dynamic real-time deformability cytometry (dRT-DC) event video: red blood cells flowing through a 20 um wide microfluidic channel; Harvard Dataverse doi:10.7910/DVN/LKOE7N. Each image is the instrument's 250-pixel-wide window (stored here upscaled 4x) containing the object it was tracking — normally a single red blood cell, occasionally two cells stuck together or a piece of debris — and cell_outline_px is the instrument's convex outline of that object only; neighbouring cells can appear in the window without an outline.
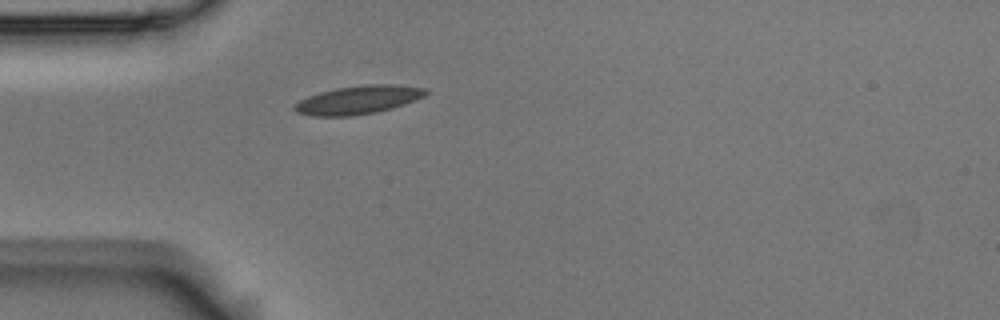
{"species": "Egyptian fruit bat (a non-hibernating species)", "species_latin": "Rousettus aegyptiacus", "temperature_condition": "room temperature", "stored_images_in_passage": 41, "camera_frame_rate_fps": 3000, "um_per_image_px": 0.085, "animal": {"sex": "male"}, "frame": {"image": 1, "passage_image": 1, "time_ms": 0.0, "image_size_px": [1000, 320], "cell_outline_px": [[428, 92], [424, 96], [416, 100], [392, 108], [376, 112], [352, 116], [312, 116], [296, 112], [292, 108], [300, 100], [308, 96], [320, 92], [336, 88], [364, 84], [396, 84], [428, 88]], "centroid_in_image_um": [30.48, 8.48], "position_along_channel_um": 54.5, "area_um2": 21.85}}
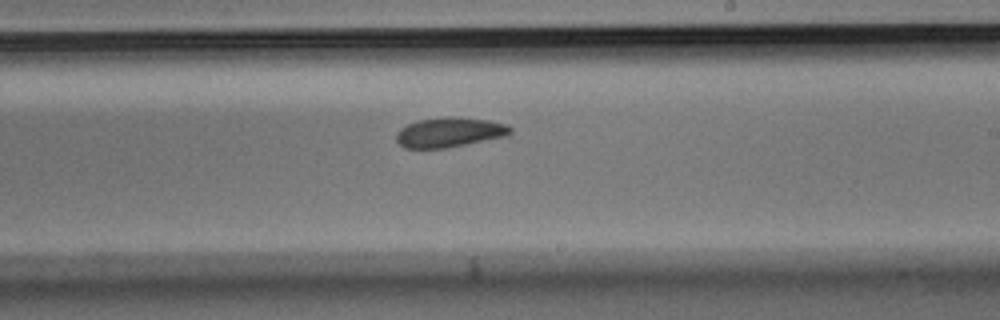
{"frame": {"image": 2, "passage_image": 18, "time_ms": 5.667, "image_size_px": [1000, 320], "cell_outline_px": [[512, 132], [508, 136], [444, 148], [404, 148], [396, 140], [396, 132], [400, 128], [416, 120], [460, 116], [488, 120], [504, 124], [512, 128]], "centroid_in_image_um": [38.2, 11.24], "position_along_channel_um": 250.8, "area_um2": 19.77}}
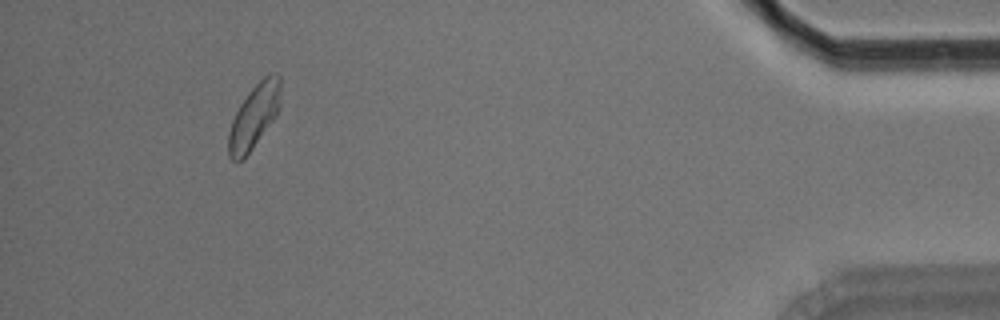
{"frame": {"image": 3, "passage_image": 37, "time_ms": 12.0, "image_size_px": [1000, 320], "cell_outline_px": [[280, 108], [276, 116], [244, 160], [232, 160], [228, 156], [228, 132], [232, 120], [240, 104], [248, 92], [268, 72], [276, 72], [280, 76]], "centroid_in_image_um": [21.6, 9.88], "position_along_channel_um": 413.6, "area_um2": 19.65}, "authors_computed_cell_mechanics": {"area_um2": 19.941, "velocity_mm_per_s": 3.5696, "shape_relaxation_time_tau1_ms": 5.7839, "shape_relaxation_time_tau2_ms": 2.1223, "deformation_change_tau1": 0.1254, "deformation_change_tau2": 0.0703}}